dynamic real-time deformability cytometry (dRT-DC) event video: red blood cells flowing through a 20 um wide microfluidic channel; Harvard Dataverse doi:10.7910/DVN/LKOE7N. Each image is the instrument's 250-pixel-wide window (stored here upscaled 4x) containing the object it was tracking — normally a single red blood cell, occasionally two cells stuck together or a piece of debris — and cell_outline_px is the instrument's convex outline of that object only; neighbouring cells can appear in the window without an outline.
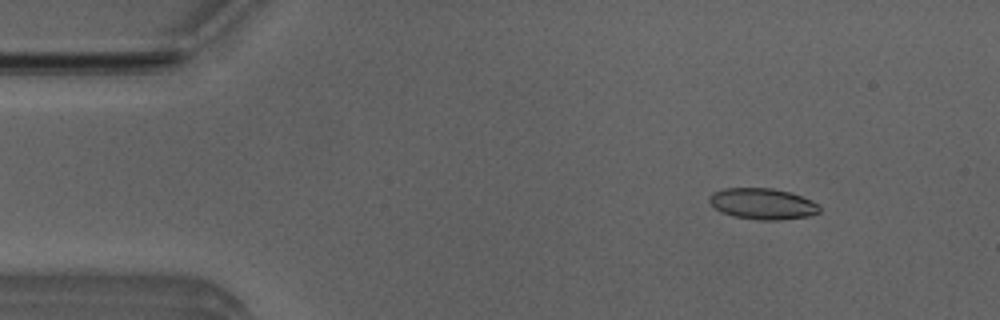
{"species": "Egyptian fruit bat (a non-hibernating species)", "species_latin": "Rousettus aegyptiacus", "temperature_condition": "room temperature", "stored_images_in_passage": 5, "camera_frame_rate_fps": 3000, "um_per_image_px": 0.085, "animal": {"sex": "male"}, "frame": {"image": 1, "passage_image": 2, "time_ms": 0.333, "image_size_px": [1000, 320], "cell_outline_px": [[820, 212], [808, 216], [780, 220], [756, 220], [732, 216], [720, 212], [708, 200], [708, 196], [712, 192], [724, 188], [772, 188], [792, 192], [820, 204]], "centroid_in_image_um": [64.82, 17.32], "position_along_channel_um": 20.2, "area_um2": 20.23}}